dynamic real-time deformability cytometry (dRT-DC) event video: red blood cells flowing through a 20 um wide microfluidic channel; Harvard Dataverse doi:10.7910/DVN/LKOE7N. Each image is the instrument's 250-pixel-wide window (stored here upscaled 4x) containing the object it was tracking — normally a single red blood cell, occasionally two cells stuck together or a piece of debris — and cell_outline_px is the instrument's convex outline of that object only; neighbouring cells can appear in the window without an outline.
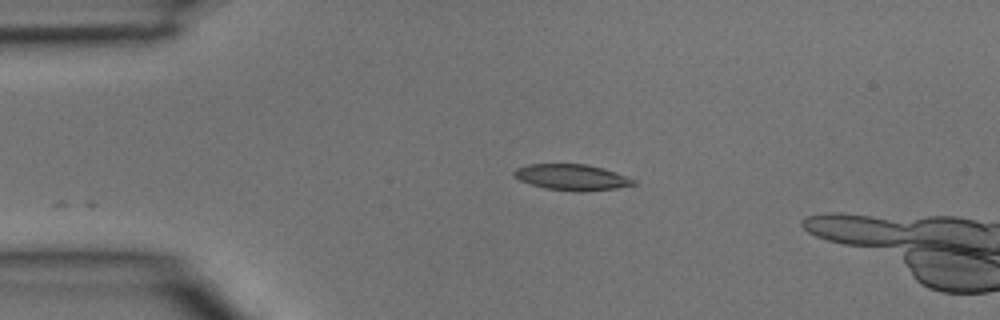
{"species": "common noctule bat (a hibernating species)", "species_latin": "Nyctalus noctula", "temperature_condition": "room temperature", "stored_images_in_passage": 2, "camera_frame_rate_fps": 3000, "um_per_image_px": 0.085, "animal": {"sex": "male", "body_mass_g": 15.6}, "frame": {"image": 1, "passage_image": 2, "time_ms": 0.333, "image_size_px": [1000, 320], "cell_outline_px": [[636, 184], [616, 188], [580, 192], [544, 188], [520, 180], [512, 176], [512, 172], [516, 168], [528, 164], [584, 164], [604, 168], [616, 172], [636, 180]], "centroid_in_image_um": [48.59, 15.06], "position_along_channel_um": 36.4, "area_um2": 18.09}}